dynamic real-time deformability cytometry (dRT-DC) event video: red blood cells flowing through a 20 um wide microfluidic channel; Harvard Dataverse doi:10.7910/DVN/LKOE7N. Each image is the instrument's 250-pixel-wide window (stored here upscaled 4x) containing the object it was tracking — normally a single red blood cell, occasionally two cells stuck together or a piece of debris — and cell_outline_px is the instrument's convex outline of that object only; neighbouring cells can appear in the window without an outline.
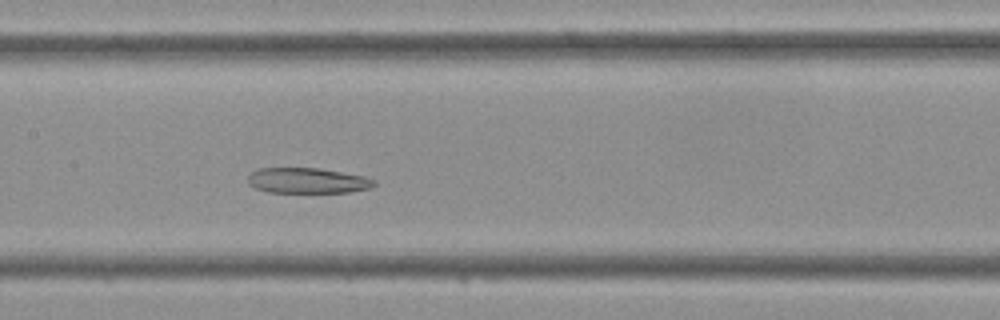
{"species": "Egyptian fruit bat (a non-hibernating species)", "species_latin": "Rousettus aegyptiacus", "temperature_condition": "cold", "stored_images_in_passage": 41, "camera_frame_rate_fps": 3000, "um_per_image_px": 0.085, "frame": {"image": 1, "passage_image": 19, "time_ms": 6.0, "image_size_px": [1000, 320], "cell_outline_px": [[376, 184], [372, 188], [348, 192], [268, 192], [256, 188], [248, 184], [248, 176], [252, 172], [260, 168], [320, 168], [364, 176], [376, 180]], "centroid_in_image_um": [26.16, 15.35], "position_along_channel_um": 181.2, "area_um2": 18.73}}
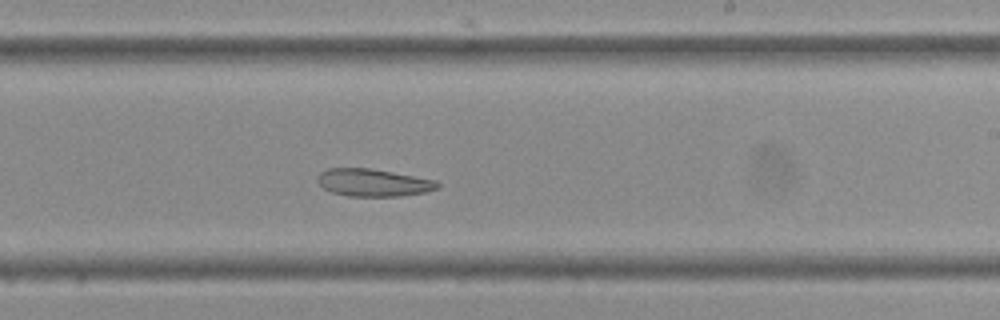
{"frame": {"image": 2, "passage_image": 24, "time_ms": 7.667, "image_size_px": [1000, 320], "cell_outline_px": [[440, 188], [424, 192], [400, 196], [348, 196], [332, 192], [324, 188], [316, 180], [320, 172], [328, 168], [368, 168], [392, 172], [436, 180], [440, 184]], "centroid_in_image_um": [31.73, 15.52], "position_along_channel_um": 257.3, "area_um2": 19.13}}
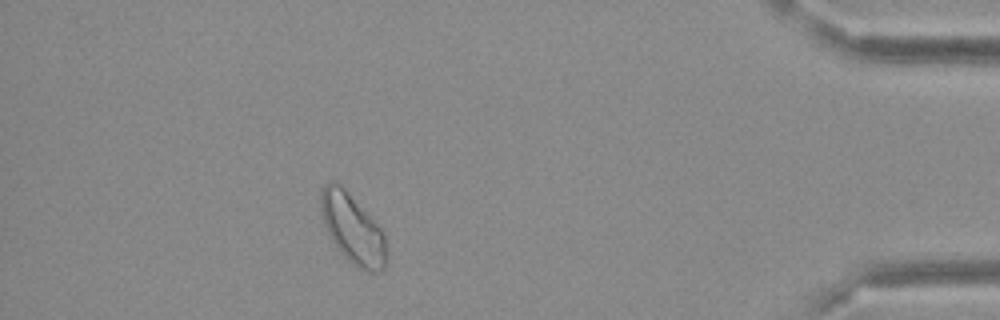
{"frame": {"image": 3, "passage_image": 37, "time_ms": 12.0, "image_size_px": [1000, 320], "cell_outline_px": [[388, 260], [384, 268], [380, 272], [368, 272], [356, 268], [340, 252], [332, 240], [324, 224], [320, 208], [320, 192], [324, 184], [328, 180], [336, 180], [344, 188], [384, 232], [388, 256]], "centroid_in_image_um": [29.98, 19.47], "position_along_channel_um": 405.2, "area_um2": 26.88}}